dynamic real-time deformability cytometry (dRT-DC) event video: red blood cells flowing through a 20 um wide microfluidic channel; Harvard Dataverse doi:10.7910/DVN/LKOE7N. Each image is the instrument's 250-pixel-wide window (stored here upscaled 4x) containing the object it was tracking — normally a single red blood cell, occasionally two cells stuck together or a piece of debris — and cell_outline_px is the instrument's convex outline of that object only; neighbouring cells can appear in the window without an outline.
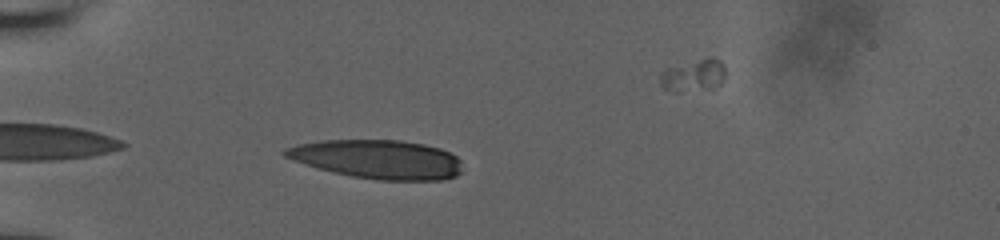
{"species": "human", "species_latin": "Homo sapiens", "temperature_condition": "room temperature", "stored_images_in_passage": 12, "camera_frame_rate_fps": 3000, "um_per_image_px": 0.085, "donor": {"sex": "male"}, "frame": {"image": 1, "passage_image": 4, "time_ms": 3.333, "image_size_px": [1000, 240], "cell_outline_px": [[460, 172], [456, 176], [444, 180], [380, 180], [352, 176], [332, 172], [284, 156], [280, 152], [284, 148], [300, 144], [324, 140], [396, 140], [424, 144], [440, 148], [456, 156], [460, 160]], "centroid_in_image_um": [32.13, 13.54], "position_along_channel_um": 52.9, "area_um2": 39.77}}
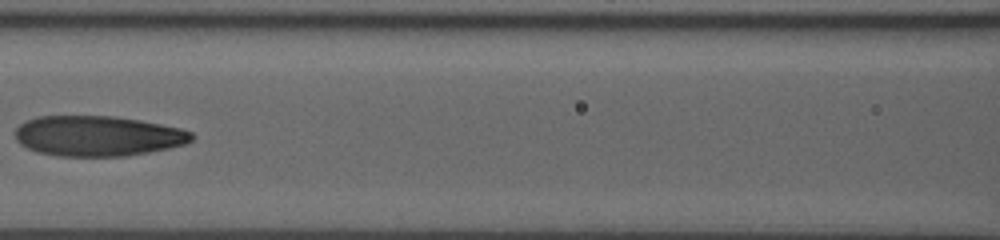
{"frame": {"image": 2, "passage_image": 7, "time_ms": 6.667, "image_size_px": [1000, 240], "cell_outline_px": [[196, 136], [192, 140], [184, 144], [168, 148], [148, 152], [124, 156], [60, 156], [36, 152], [20, 144], [16, 140], [16, 128], [20, 124], [36, 116], [116, 116], [140, 120], [180, 128], [192, 132]], "centroid_in_image_um": [8.31, 11.55], "position_along_channel_um": 158.3, "area_um2": 41.5}}
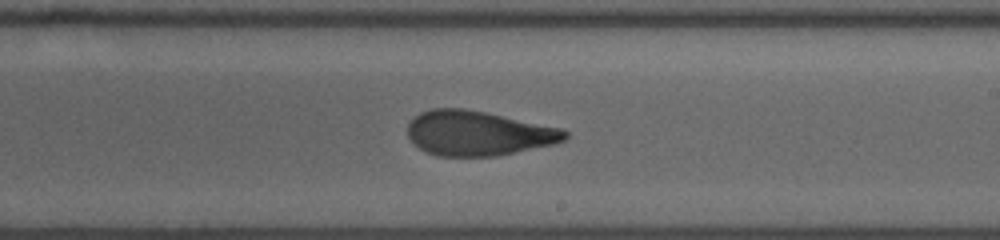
{"frame": {"image": 3, "passage_image": 11, "time_ms": 9.0, "image_size_px": [1000, 240], "cell_outline_px": [[568, 136], [564, 140], [556, 144], [496, 156], [436, 156], [420, 148], [408, 136], [408, 124], [420, 112], [432, 108], [464, 108], [484, 112], [560, 128], [568, 132]], "centroid_in_image_um": [40.64, 11.33], "position_along_channel_um": 248.4, "area_um2": 40.69}}